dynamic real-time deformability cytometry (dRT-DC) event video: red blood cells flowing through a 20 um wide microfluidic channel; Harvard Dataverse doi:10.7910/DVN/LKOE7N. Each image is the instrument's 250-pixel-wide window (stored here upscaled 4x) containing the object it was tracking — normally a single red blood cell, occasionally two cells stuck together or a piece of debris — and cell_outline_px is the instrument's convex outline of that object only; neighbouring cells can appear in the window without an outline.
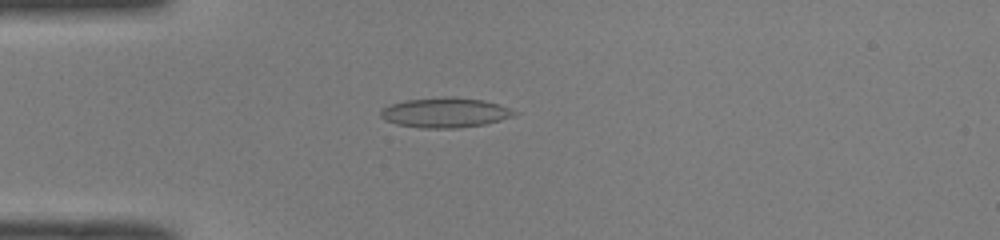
{"species": "common noctule bat (a hibernating species)", "species_latin": "Nyctalus noctula", "temperature_condition": "room temperature", "stored_images_in_passage": 50, "camera_frame_rate_fps": 3000, "um_per_image_px": 0.085, "animal": {"sex": "male", "body_mass_g": 19.0, "forearm_length_mm": 50.8}, "frame": {"image": 1, "passage_image": 14, "time_ms": 4.333, "image_size_px": [1000, 240], "cell_outline_px": [[520, 112], [512, 116], [500, 120], [484, 124], [456, 128], [424, 128], [396, 124], [384, 120], [380, 116], [380, 112], [384, 108], [392, 104], [404, 100], [444, 96], [452, 96], [484, 100], [500, 104]], "centroid_in_image_um": [37.85, 9.56], "position_along_channel_um": 47.1, "area_um2": 23.41}}
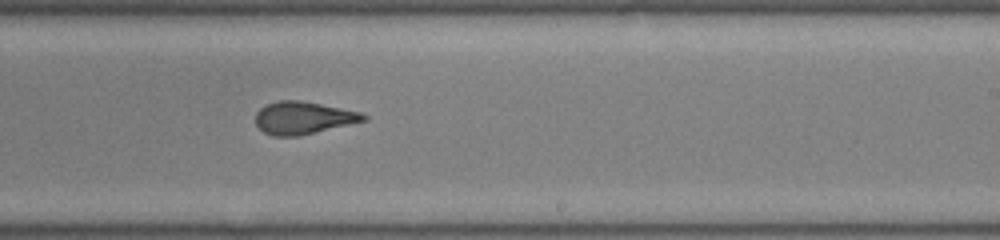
{"frame": {"image": 2, "passage_image": 31, "time_ms": 10.0, "image_size_px": [1000, 240], "cell_outline_px": [[368, 120], [300, 136], [272, 136], [264, 132], [256, 124], [256, 112], [264, 104], [280, 100], [300, 100], [360, 112], [368, 116]], "centroid_in_image_um": [25.76, 10.02], "position_along_channel_um": 263.2, "area_um2": 20.52}}
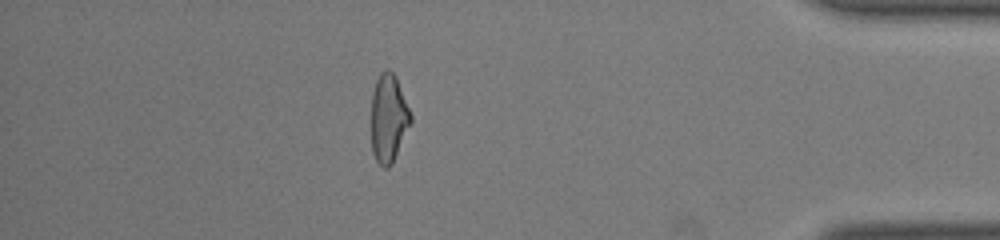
{"frame": {"image": 3, "passage_image": 44, "time_ms": 14.333, "image_size_px": [1000, 240], "cell_outline_px": [[412, 120], [392, 164], [388, 168], [384, 168], [376, 160], [372, 152], [372, 92], [376, 80], [380, 72], [384, 68], [388, 68], [396, 76], [412, 116]], "centroid_in_image_um": [33.02, 10.02], "position_along_channel_um": 402.2, "area_um2": 20.23}, "authors_computed_cell_mechanics": {"area_um2": 21.2993, "velocity_mm_per_s": 4.1042, "shape_relaxation_time_tau1_ms": 6.8874, "shape_relaxation_time_tau2_ms": 1.2689, "deformation_change_tau1": 0.2145, "deformation_change_tau2": 0.085}}